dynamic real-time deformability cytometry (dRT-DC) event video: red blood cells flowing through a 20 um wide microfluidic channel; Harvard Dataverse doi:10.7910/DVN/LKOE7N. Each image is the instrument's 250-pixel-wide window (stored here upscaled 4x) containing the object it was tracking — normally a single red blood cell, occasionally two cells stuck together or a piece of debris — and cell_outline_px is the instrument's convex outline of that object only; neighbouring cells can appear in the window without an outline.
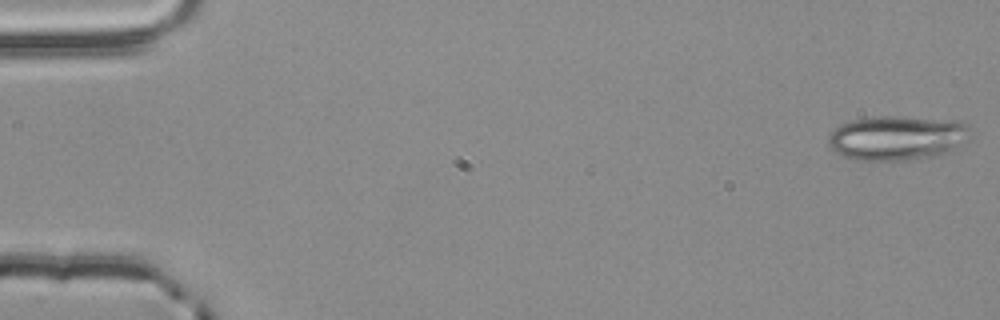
{"species": "common noctule bat (a hibernating species)", "species_latin": "Nyctalus noctula", "temperature_condition": "room temperature", "stored_images_in_passage": 4, "camera_frame_rate_fps": 3000, "um_per_image_px": 0.085, "animal": {"sex": "male", "body_mass_g": 20.4}, "frame": {"image": 1, "passage_image": 1, "time_ms": 0.0, "image_size_px": [1000, 320], "cell_outline_px": [[972, 124], [952, 148], [928, 156], [908, 160], [852, 160], [836, 152], [828, 144], [828, 136], [840, 124], [852, 120], [876, 116], [900, 116], [964, 120]], "centroid_in_image_um": [76.15, 11.68], "position_along_channel_um": 8.9, "area_um2": 36.13}}